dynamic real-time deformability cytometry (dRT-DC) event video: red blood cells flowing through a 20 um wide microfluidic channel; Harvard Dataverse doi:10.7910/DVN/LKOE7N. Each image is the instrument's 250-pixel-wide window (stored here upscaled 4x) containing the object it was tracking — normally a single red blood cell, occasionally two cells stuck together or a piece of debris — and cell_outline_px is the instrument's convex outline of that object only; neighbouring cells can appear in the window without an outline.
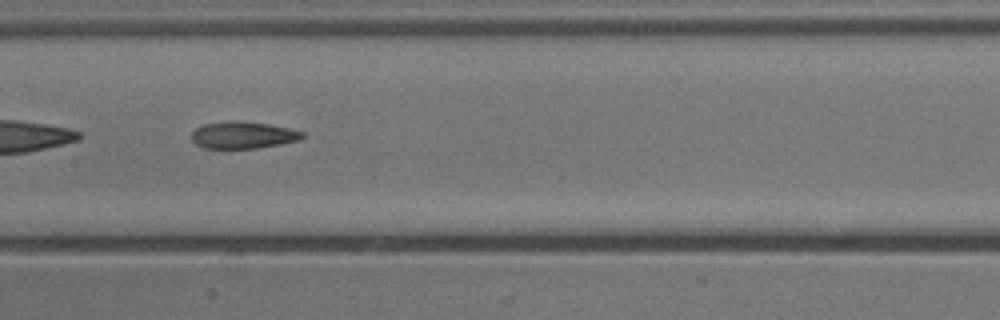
{"species": "common noctule bat (a hibernating species)", "species_latin": "Nyctalus noctula", "temperature_condition": "cold", "stored_images_in_passage": 35, "camera_frame_rate_fps": 3000, "um_per_image_px": 0.085, "animal": {"sex": "male", "body_mass_g": 13.3}, "frame": {"image": 1, "passage_image": 11, "time_ms": 3.333, "image_size_px": [1000, 320], "cell_outline_px": [[304, 136], [300, 140], [280, 144], [256, 148], [204, 148], [196, 144], [192, 140], [192, 132], [196, 128], [204, 124], [232, 120], [236, 120], [268, 124], [288, 128], [304, 132]], "centroid_in_image_um": [20.65, 11.48], "position_along_channel_um": 186.7, "area_um2": 17.34}}
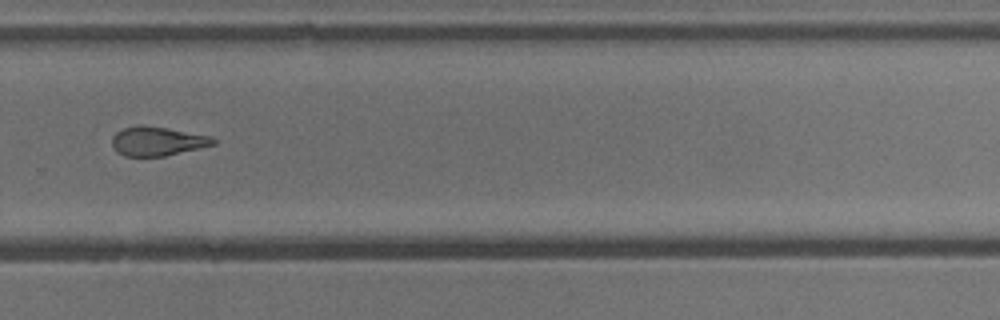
{"frame": {"image": 2, "passage_image": 21, "time_ms": 6.667, "image_size_px": [1000, 320], "cell_outline_px": [[216, 144], [200, 148], [164, 156], [124, 156], [116, 152], [112, 144], [112, 136], [116, 132], [124, 128], [140, 124], [212, 136], [216, 140]], "centroid_in_image_um": [13.36, 12.01], "position_along_channel_um": 316.4, "area_um2": 17.11}}